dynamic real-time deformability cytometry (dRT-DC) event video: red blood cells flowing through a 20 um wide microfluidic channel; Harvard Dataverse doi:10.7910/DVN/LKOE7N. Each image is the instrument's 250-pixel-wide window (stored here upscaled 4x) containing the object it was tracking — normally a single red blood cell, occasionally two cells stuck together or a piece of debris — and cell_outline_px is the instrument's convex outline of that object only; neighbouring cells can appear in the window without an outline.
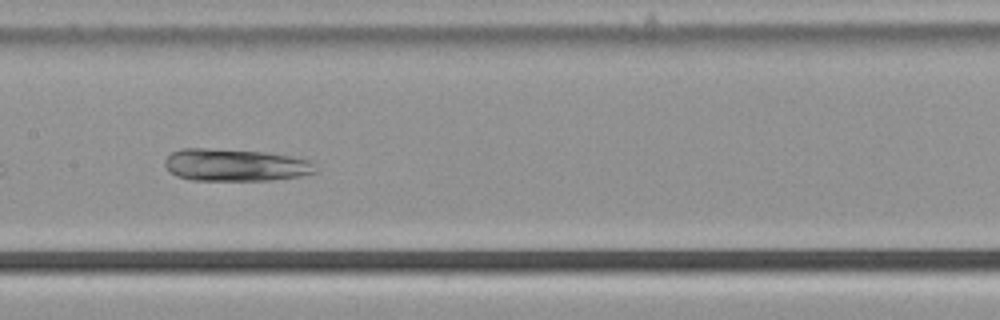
{"species": "common noctule bat (a hibernating species)", "species_latin": "Nyctalus noctula", "temperature_condition": "cold", "stored_images_in_passage": 38, "camera_frame_rate_fps": 3000, "um_per_image_px": 0.085, "animal": {"sex": "male", "body_mass_g": 21.5, "forearm_length_mm": 52.0}, "frame": {"image": 1, "passage_image": 12, "time_ms": 3.667, "image_size_px": [1000, 320], "cell_outline_px": [[316, 172], [300, 176], [272, 180], [192, 180], [176, 176], [168, 172], [164, 164], [164, 160], [172, 152], [184, 148], [204, 148], [264, 152], [288, 156], [308, 160], [316, 164]], "centroid_in_image_um": [19.96, 14.03], "position_along_channel_um": 187.4, "area_um2": 28.32}}
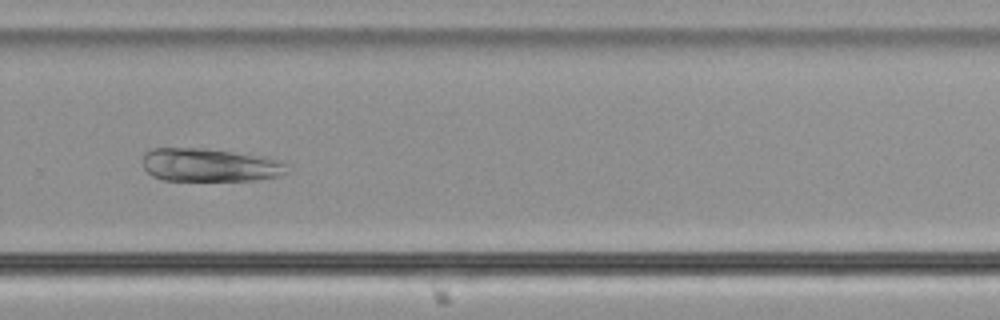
{"frame": {"image": 2, "passage_image": 22, "time_ms": 7.0, "image_size_px": [1000, 320], "cell_outline_px": [[288, 172], [276, 176], [256, 180], [164, 180], [152, 176], [144, 168], [144, 152], [152, 148], [204, 148], [268, 156], [280, 160], [288, 164]], "centroid_in_image_um": [17.87, 14.01], "position_along_channel_um": 311.9, "area_um2": 28.21}}